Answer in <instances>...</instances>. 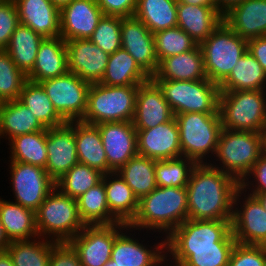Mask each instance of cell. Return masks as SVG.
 I'll list each match as a JSON object with an SVG mask.
<instances>
[{"label": "cell", "instance_id": "cell-48", "mask_svg": "<svg viewBox=\"0 0 266 266\" xmlns=\"http://www.w3.org/2000/svg\"><path fill=\"white\" fill-rule=\"evenodd\" d=\"M20 24L14 0H0V50H4Z\"/></svg>", "mask_w": 266, "mask_h": 266}, {"label": "cell", "instance_id": "cell-27", "mask_svg": "<svg viewBox=\"0 0 266 266\" xmlns=\"http://www.w3.org/2000/svg\"><path fill=\"white\" fill-rule=\"evenodd\" d=\"M151 79L178 81L208 79L200 45L188 52L163 58Z\"/></svg>", "mask_w": 266, "mask_h": 266}, {"label": "cell", "instance_id": "cell-57", "mask_svg": "<svg viewBox=\"0 0 266 266\" xmlns=\"http://www.w3.org/2000/svg\"><path fill=\"white\" fill-rule=\"evenodd\" d=\"M56 7L61 9L62 7L68 5L72 0H50Z\"/></svg>", "mask_w": 266, "mask_h": 266}, {"label": "cell", "instance_id": "cell-53", "mask_svg": "<svg viewBox=\"0 0 266 266\" xmlns=\"http://www.w3.org/2000/svg\"><path fill=\"white\" fill-rule=\"evenodd\" d=\"M246 0H214L216 8L224 16L234 6L245 2Z\"/></svg>", "mask_w": 266, "mask_h": 266}, {"label": "cell", "instance_id": "cell-38", "mask_svg": "<svg viewBox=\"0 0 266 266\" xmlns=\"http://www.w3.org/2000/svg\"><path fill=\"white\" fill-rule=\"evenodd\" d=\"M18 100L29 108L37 120L47 129L66 123L54 109L50 98L40 83L27 80Z\"/></svg>", "mask_w": 266, "mask_h": 266}, {"label": "cell", "instance_id": "cell-33", "mask_svg": "<svg viewBox=\"0 0 266 266\" xmlns=\"http://www.w3.org/2000/svg\"><path fill=\"white\" fill-rule=\"evenodd\" d=\"M219 88L220 91L266 90V73L247 50Z\"/></svg>", "mask_w": 266, "mask_h": 266}, {"label": "cell", "instance_id": "cell-14", "mask_svg": "<svg viewBox=\"0 0 266 266\" xmlns=\"http://www.w3.org/2000/svg\"><path fill=\"white\" fill-rule=\"evenodd\" d=\"M231 227L236 243L266 246V211L255 196L241 188L234 197Z\"/></svg>", "mask_w": 266, "mask_h": 266}, {"label": "cell", "instance_id": "cell-26", "mask_svg": "<svg viewBox=\"0 0 266 266\" xmlns=\"http://www.w3.org/2000/svg\"><path fill=\"white\" fill-rule=\"evenodd\" d=\"M224 22L246 40L266 36V0H246L223 16Z\"/></svg>", "mask_w": 266, "mask_h": 266}, {"label": "cell", "instance_id": "cell-7", "mask_svg": "<svg viewBox=\"0 0 266 266\" xmlns=\"http://www.w3.org/2000/svg\"><path fill=\"white\" fill-rule=\"evenodd\" d=\"M222 128L260 132L266 126V90L220 91Z\"/></svg>", "mask_w": 266, "mask_h": 266}, {"label": "cell", "instance_id": "cell-42", "mask_svg": "<svg viewBox=\"0 0 266 266\" xmlns=\"http://www.w3.org/2000/svg\"><path fill=\"white\" fill-rule=\"evenodd\" d=\"M102 177L103 173L99 170L78 162L55 183L62 193L78 199L90 188L97 185Z\"/></svg>", "mask_w": 266, "mask_h": 266}, {"label": "cell", "instance_id": "cell-22", "mask_svg": "<svg viewBox=\"0 0 266 266\" xmlns=\"http://www.w3.org/2000/svg\"><path fill=\"white\" fill-rule=\"evenodd\" d=\"M175 117L159 86L150 78L138 87L136 95L135 129H149L167 123Z\"/></svg>", "mask_w": 266, "mask_h": 266}, {"label": "cell", "instance_id": "cell-5", "mask_svg": "<svg viewBox=\"0 0 266 266\" xmlns=\"http://www.w3.org/2000/svg\"><path fill=\"white\" fill-rule=\"evenodd\" d=\"M40 237L58 243L69 242L86 225L81 220L77 199L55 187L35 212Z\"/></svg>", "mask_w": 266, "mask_h": 266}, {"label": "cell", "instance_id": "cell-54", "mask_svg": "<svg viewBox=\"0 0 266 266\" xmlns=\"http://www.w3.org/2000/svg\"><path fill=\"white\" fill-rule=\"evenodd\" d=\"M9 244H10V240L6 236L3 225L0 220V251H6Z\"/></svg>", "mask_w": 266, "mask_h": 266}, {"label": "cell", "instance_id": "cell-20", "mask_svg": "<svg viewBox=\"0 0 266 266\" xmlns=\"http://www.w3.org/2000/svg\"><path fill=\"white\" fill-rule=\"evenodd\" d=\"M103 16L97 0H72L60 9V36L65 41L89 39Z\"/></svg>", "mask_w": 266, "mask_h": 266}, {"label": "cell", "instance_id": "cell-24", "mask_svg": "<svg viewBox=\"0 0 266 266\" xmlns=\"http://www.w3.org/2000/svg\"><path fill=\"white\" fill-rule=\"evenodd\" d=\"M68 71V52L65 40L61 36L44 38L39 45L35 64L27 74V79L39 83L64 75Z\"/></svg>", "mask_w": 266, "mask_h": 266}, {"label": "cell", "instance_id": "cell-61", "mask_svg": "<svg viewBox=\"0 0 266 266\" xmlns=\"http://www.w3.org/2000/svg\"><path fill=\"white\" fill-rule=\"evenodd\" d=\"M103 266H117L115 264V261L112 259H109Z\"/></svg>", "mask_w": 266, "mask_h": 266}, {"label": "cell", "instance_id": "cell-17", "mask_svg": "<svg viewBox=\"0 0 266 266\" xmlns=\"http://www.w3.org/2000/svg\"><path fill=\"white\" fill-rule=\"evenodd\" d=\"M100 131L108 167L116 172L138 155L137 131L132 121L96 124Z\"/></svg>", "mask_w": 266, "mask_h": 266}, {"label": "cell", "instance_id": "cell-29", "mask_svg": "<svg viewBox=\"0 0 266 266\" xmlns=\"http://www.w3.org/2000/svg\"><path fill=\"white\" fill-rule=\"evenodd\" d=\"M102 180L110 214L118 222L129 225L137 214L139 200L117 172L103 174Z\"/></svg>", "mask_w": 266, "mask_h": 266}, {"label": "cell", "instance_id": "cell-15", "mask_svg": "<svg viewBox=\"0 0 266 266\" xmlns=\"http://www.w3.org/2000/svg\"><path fill=\"white\" fill-rule=\"evenodd\" d=\"M126 226L124 223L111 225H86L68 243L78 253L82 266H103L111 257L116 235Z\"/></svg>", "mask_w": 266, "mask_h": 266}, {"label": "cell", "instance_id": "cell-37", "mask_svg": "<svg viewBox=\"0 0 266 266\" xmlns=\"http://www.w3.org/2000/svg\"><path fill=\"white\" fill-rule=\"evenodd\" d=\"M134 17L153 33L177 26V0H137Z\"/></svg>", "mask_w": 266, "mask_h": 266}, {"label": "cell", "instance_id": "cell-47", "mask_svg": "<svg viewBox=\"0 0 266 266\" xmlns=\"http://www.w3.org/2000/svg\"><path fill=\"white\" fill-rule=\"evenodd\" d=\"M228 266H266V246L236 243Z\"/></svg>", "mask_w": 266, "mask_h": 266}, {"label": "cell", "instance_id": "cell-45", "mask_svg": "<svg viewBox=\"0 0 266 266\" xmlns=\"http://www.w3.org/2000/svg\"><path fill=\"white\" fill-rule=\"evenodd\" d=\"M27 75L13 62L5 50H0V103L19 98Z\"/></svg>", "mask_w": 266, "mask_h": 266}, {"label": "cell", "instance_id": "cell-46", "mask_svg": "<svg viewBox=\"0 0 266 266\" xmlns=\"http://www.w3.org/2000/svg\"><path fill=\"white\" fill-rule=\"evenodd\" d=\"M89 40L107 54L121 48V17L104 15Z\"/></svg>", "mask_w": 266, "mask_h": 266}, {"label": "cell", "instance_id": "cell-36", "mask_svg": "<svg viewBox=\"0 0 266 266\" xmlns=\"http://www.w3.org/2000/svg\"><path fill=\"white\" fill-rule=\"evenodd\" d=\"M155 165L156 160L136 155L116 172L140 200L157 187Z\"/></svg>", "mask_w": 266, "mask_h": 266}, {"label": "cell", "instance_id": "cell-41", "mask_svg": "<svg viewBox=\"0 0 266 266\" xmlns=\"http://www.w3.org/2000/svg\"><path fill=\"white\" fill-rule=\"evenodd\" d=\"M78 211L85 225H111L118 221L110 214L103 180L77 199Z\"/></svg>", "mask_w": 266, "mask_h": 266}, {"label": "cell", "instance_id": "cell-23", "mask_svg": "<svg viewBox=\"0 0 266 266\" xmlns=\"http://www.w3.org/2000/svg\"><path fill=\"white\" fill-rule=\"evenodd\" d=\"M21 24L44 38L60 36V9L50 0H14Z\"/></svg>", "mask_w": 266, "mask_h": 266}, {"label": "cell", "instance_id": "cell-18", "mask_svg": "<svg viewBox=\"0 0 266 266\" xmlns=\"http://www.w3.org/2000/svg\"><path fill=\"white\" fill-rule=\"evenodd\" d=\"M46 172L56 182L78 163L74 121L47 129Z\"/></svg>", "mask_w": 266, "mask_h": 266}, {"label": "cell", "instance_id": "cell-8", "mask_svg": "<svg viewBox=\"0 0 266 266\" xmlns=\"http://www.w3.org/2000/svg\"><path fill=\"white\" fill-rule=\"evenodd\" d=\"M161 89L174 115L200 112L219 113L220 88L209 79L178 81L152 79Z\"/></svg>", "mask_w": 266, "mask_h": 266}, {"label": "cell", "instance_id": "cell-6", "mask_svg": "<svg viewBox=\"0 0 266 266\" xmlns=\"http://www.w3.org/2000/svg\"><path fill=\"white\" fill-rule=\"evenodd\" d=\"M138 87L90 84L87 110L81 121L92 125L133 121Z\"/></svg>", "mask_w": 266, "mask_h": 266}, {"label": "cell", "instance_id": "cell-1", "mask_svg": "<svg viewBox=\"0 0 266 266\" xmlns=\"http://www.w3.org/2000/svg\"><path fill=\"white\" fill-rule=\"evenodd\" d=\"M240 182L209 163L196 164L186 186L188 219L232 220Z\"/></svg>", "mask_w": 266, "mask_h": 266}, {"label": "cell", "instance_id": "cell-50", "mask_svg": "<svg viewBox=\"0 0 266 266\" xmlns=\"http://www.w3.org/2000/svg\"><path fill=\"white\" fill-rule=\"evenodd\" d=\"M49 266H82L78 253L68 242L57 243L51 250Z\"/></svg>", "mask_w": 266, "mask_h": 266}, {"label": "cell", "instance_id": "cell-59", "mask_svg": "<svg viewBox=\"0 0 266 266\" xmlns=\"http://www.w3.org/2000/svg\"><path fill=\"white\" fill-rule=\"evenodd\" d=\"M158 266H180L172 263L167 257Z\"/></svg>", "mask_w": 266, "mask_h": 266}, {"label": "cell", "instance_id": "cell-31", "mask_svg": "<svg viewBox=\"0 0 266 266\" xmlns=\"http://www.w3.org/2000/svg\"><path fill=\"white\" fill-rule=\"evenodd\" d=\"M0 220L10 242L39 236L35 212L0 196Z\"/></svg>", "mask_w": 266, "mask_h": 266}, {"label": "cell", "instance_id": "cell-39", "mask_svg": "<svg viewBox=\"0 0 266 266\" xmlns=\"http://www.w3.org/2000/svg\"><path fill=\"white\" fill-rule=\"evenodd\" d=\"M46 136L47 128L14 137L6 143L10 150L9 160L45 168L48 157Z\"/></svg>", "mask_w": 266, "mask_h": 266}, {"label": "cell", "instance_id": "cell-2", "mask_svg": "<svg viewBox=\"0 0 266 266\" xmlns=\"http://www.w3.org/2000/svg\"><path fill=\"white\" fill-rule=\"evenodd\" d=\"M188 219L186 187H156L139 200L138 211L129 224L143 236L160 234L165 238ZM146 231V232H145ZM149 233V234H147Z\"/></svg>", "mask_w": 266, "mask_h": 266}, {"label": "cell", "instance_id": "cell-32", "mask_svg": "<svg viewBox=\"0 0 266 266\" xmlns=\"http://www.w3.org/2000/svg\"><path fill=\"white\" fill-rule=\"evenodd\" d=\"M236 243H216V247L166 248V257L180 266H228Z\"/></svg>", "mask_w": 266, "mask_h": 266}, {"label": "cell", "instance_id": "cell-25", "mask_svg": "<svg viewBox=\"0 0 266 266\" xmlns=\"http://www.w3.org/2000/svg\"><path fill=\"white\" fill-rule=\"evenodd\" d=\"M223 21L216 6H200L177 1V26L200 45Z\"/></svg>", "mask_w": 266, "mask_h": 266}, {"label": "cell", "instance_id": "cell-34", "mask_svg": "<svg viewBox=\"0 0 266 266\" xmlns=\"http://www.w3.org/2000/svg\"><path fill=\"white\" fill-rule=\"evenodd\" d=\"M149 79L134 58L120 48L109 55L107 67L99 83L108 86L140 85Z\"/></svg>", "mask_w": 266, "mask_h": 266}, {"label": "cell", "instance_id": "cell-60", "mask_svg": "<svg viewBox=\"0 0 266 266\" xmlns=\"http://www.w3.org/2000/svg\"><path fill=\"white\" fill-rule=\"evenodd\" d=\"M263 144H264V153H266V126L263 130Z\"/></svg>", "mask_w": 266, "mask_h": 266}, {"label": "cell", "instance_id": "cell-43", "mask_svg": "<svg viewBox=\"0 0 266 266\" xmlns=\"http://www.w3.org/2000/svg\"><path fill=\"white\" fill-rule=\"evenodd\" d=\"M196 163L184 156L156 161L157 187H186Z\"/></svg>", "mask_w": 266, "mask_h": 266}, {"label": "cell", "instance_id": "cell-21", "mask_svg": "<svg viewBox=\"0 0 266 266\" xmlns=\"http://www.w3.org/2000/svg\"><path fill=\"white\" fill-rule=\"evenodd\" d=\"M68 52V70L82 80L99 83L107 67L109 54L89 39L65 41Z\"/></svg>", "mask_w": 266, "mask_h": 266}, {"label": "cell", "instance_id": "cell-28", "mask_svg": "<svg viewBox=\"0 0 266 266\" xmlns=\"http://www.w3.org/2000/svg\"><path fill=\"white\" fill-rule=\"evenodd\" d=\"M74 133L78 162L97 169L103 174L113 172L108 167L98 127L81 120L74 121Z\"/></svg>", "mask_w": 266, "mask_h": 266}, {"label": "cell", "instance_id": "cell-16", "mask_svg": "<svg viewBox=\"0 0 266 266\" xmlns=\"http://www.w3.org/2000/svg\"><path fill=\"white\" fill-rule=\"evenodd\" d=\"M121 48L126 50L151 78L159 61L155 53L153 33L136 17H121Z\"/></svg>", "mask_w": 266, "mask_h": 266}, {"label": "cell", "instance_id": "cell-12", "mask_svg": "<svg viewBox=\"0 0 266 266\" xmlns=\"http://www.w3.org/2000/svg\"><path fill=\"white\" fill-rule=\"evenodd\" d=\"M136 232L137 229L126 225L116 235L110 259L117 266H158L166 258V238L155 234V241L160 240L150 243V246L149 241L145 242L148 236L142 237Z\"/></svg>", "mask_w": 266, "mask_h": 266}, {"label": "cell", "instance_id": "cell-35", "mask_svg": "<svg viewBox=\"0 0 266 266\" xmlns=\"http://www.w3.org/2000/svg\"><path fill=\"white\" fill-rule=\"evenodd\" d=\"M43 36L29 26L19 24L12 33L8 46L4 49L15 65L26 75L32 70Z\"/></svg>", "mask_w": 266, "mask_h": 266}, {"label": "cell", "instance_id": "cell-56", "mask_svg": "<svg viewBox=\"0 0 266 266\" xmlns=\"http://www.w3.org/2000/svg\"><path fill=\"white\" fill-rule=\"evenodd\" d=\"M0 266H14L7 251H0Z\"/></svg>", "mask_w": 266, "mask_h": 266}, {"label": "cell", "instance_id": "cell-3", "mask_svg": "<svg viewBox=\"0 0 266 266\" xmlns=\"http://www.w3.org/2000/svg\"><path fill=\"white\" fill-rule=\"evenodd\" d=\"M263 153V133L223 128L209 164L241 182Z\"/></svg>", "mask_w": 266, "mask_h": 266}, {"label": "cell", "instance_id": "cell-10", "mask_svg": "<svg viewBox=\"0 0 266 266\" xmlns=\"http://www.w3.org/2000/svg\"><path fill=\"white\" fill-rule=\"evenodd\" d=\"M9 162V163H8ZM9 184L12 194L11 200L37 211L49 193L56 187L55 181L48 175L43 167L8 160ZM10 169V170H9Z\"/></svg>", "mask_w": 266, "mask_h": 266}, {"label": "cell", "instance_id": "cell-30", "mask_svg": "<svg viewBox=\"0 0 266 266\" xmlns=\"http://www.w3.org/2000/svg\"><path fill=\"white\" fill-rule=\"evenodd\" d=\"M46 129L29 108L18 99L0 103V139L8 142L16 136ZM0 140V144H1Z\"/></svg>", "mask_w": 266, "mask_h": 266}, {"label": "cell", "instance_id": "cell-51", "mask_svg": "<svg viewBox=\"0 0 266 266\" xmlns=\"http://www.w3.org/2000/svg\"><path fill=\"white\" fill-rule=\"evenodd\" d=\"M97 4L106 16L132 17L137 0H97Z\"/></svg>", "mask_w": 266, "mask_h": 266}, {"label": "cell", "instance_id": "cell-4", "mask_svg": "<svg viewBox=\"0 0 266 266\" xmlns=\"http://www.w3.org/2000/svg\"><path fill=\"white\" fill-rule=\"evenodd\" d=\"M175 119L182 156L196 164L209 163L223 129L220 114L188 112L175 115Z\"/></svg>", "mask_w": 266, "mask_h": 266}, {"label": "cell", "instance_id": "cell-44", "mask_svg": "<svg viewBox=\"0 0 266 266\" xmlns=\"http://www.w3.org/2000/svg\"><path fill=\"white\" fill-rule=\"evenodd\" d=\"M158 61L194 49L198 44L178 26L153 34Z\"/></svg>", "mask_w": 266, "mask_h": 266}, {"label": "cell", "instance_id": "cell-11", "mask_svg": "<svg viewBox=\"0 0 266 266\" xmlns=\"http://www.w3.org/2000/svg\"><path fill=\"white\" fill-rule=\"evenodd\" d=\"M54 109L66 121H80L87 110L90 83L68 71L59 77L39 82Z\"/></svg>", "mask_w": 266, "mask_h": 266}, {"label": "cell", "instance_id": "cell-13", "mask_svg": "<svg viewBox=\"0 0 266 266\" xmlns=\"http://www.w3.org/2000/svg\"><path fill=\"white\" fill-rule=\"evenodd\" d=\"M216 243H236L231 220L186 219L166 237V248L216 247Z\"/></svg>", "mask_w": 266, "mask_h": 266}, {"label": "cell", "instance_id": "cell-52", "mask_svg": "<svg viewBox=\"0 0 266 266\" xmlns=\"http://www.w3.org/2000/svg\"><path fill=\"white\" fill-rule=\"evenodd\" d=\"M247 50L261 64L266 73V36L247 40Z\"/></svg>", "mask_w": 266, "mask_h": 266}, {"label": "cell", "instance_id": "cell-49", "mask_svg": "<svg viewBox=\"0 0 266 266\" xmlns=\"http://www.w3.org/2000/svg\"><path fill=\"white\" fill-rule=\"evenodd\" d=\"M240 188L251 195L266 193V153L259 157L250 172L240 182Z\"/></svg>", "mask_w": 266, "mask_h": 266}, {"label": "cell", "instance_id": "cell-58", "mask_svg": "<svg viewBox=\"0 0 266 266\" xmlns=\"http://www.w3.org/2000/svg\"><path fill=\"white\" fill-rule=\"evenodd\" d=\"M253 196H255L259 200L263 209L266 211V193H260V194L253 195Z\"/></svg>", "mask_w": 266, "mask_h": 266}, {"label": "cell", "instance_id": "cell-19", "mask_svg": "<svg viewBox=\"0 0 266 266\" xmlns=\"http://www.w3.org/2000/svg\"><path fill=\"white\" fill-rule=\"evenodd\" d=\"M138 155L156 161L182 156L179 129L175 117L149 129H136Z\"/></svg>", "mask_w": 266, "mask_h": 266}, {"label": "cell", "instance_id": "cell-55", "mask_svg": "<svg viewBox=\"0 0 266 266\" xmlns=\"http://www.w3.org/2000/svg\"><path fill=\"white\" fill-rule=\"evenodd\" d=\"M177 1L192 5L215 6L214 0H177Z\"/></svg>", "mask_w": 266, "mask_h": 266}, {"label": "cell", "instance_id": "cell-40", "mask_svg": "<svg viewBox=\"0 0 266 266\" xmlns=\"http://www.w3.org/2000/svg\"><path fill=\"white\" fill-rule=\"evenodd\" d=\"M58 242L37 236L10 242L6 251L14 266H49L52 248Z\"/></svg>", "mask_w": 266, "mask_h": 266}, {"label": "cell", "instance_id": "cell-9", "mask_svg": "<svg viewBox=\"0 0 266 266\" xmlns=\"http://www.w3.org/2000/svg\"><path fill=\"white\" fill-rule=\"evenodd\" d=\"M208 79L220 84L247 52V40L236 34L224 20L200 44Z\"/></svg>", "mask_w": 266, "mask_h": 266}]
</instances>
